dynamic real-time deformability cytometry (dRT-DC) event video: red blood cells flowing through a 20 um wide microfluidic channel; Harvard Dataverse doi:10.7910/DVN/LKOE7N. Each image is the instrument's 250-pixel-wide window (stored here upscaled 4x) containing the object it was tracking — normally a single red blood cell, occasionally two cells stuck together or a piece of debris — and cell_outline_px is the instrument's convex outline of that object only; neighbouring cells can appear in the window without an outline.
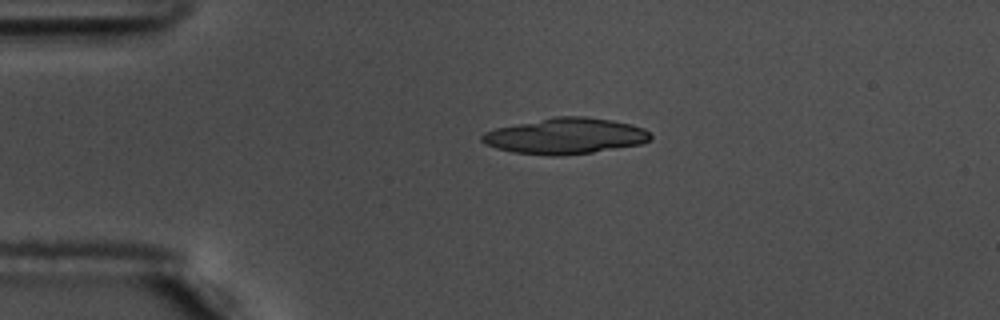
{"species": "common noctule bat (a hibernating species)", "species_latin": "Nyctalus noctula", "temperature_condition": "warm", "stored_images_in_passage": 37, "camera_frame_rate_fps": 3000, "um_per_image_px": 0.085, "animal": {"sex": "male", "body_mass_g": 17.5, "forearm_length_mm": 52.3}, "frame": {"image": 1, "passage_image": 1, "time_ms": 0.0, "image_size_px": [1000, 320], "cell_outline_px": [[652, 136], [648, 140], [640, 144], [592, 152], [560, 156], [552, 156], [512, 152], [496, 148], [484, 144], [480, 140], [480, 136], [484, 132], [496, 128], [556, 116], [584, 116], [612, 120], [632, 124], [644, 128]], "centroid_in_image_um": [48.03, 11.56], "position_along_channel_um": 37.0, "area_um2": 35.2}}